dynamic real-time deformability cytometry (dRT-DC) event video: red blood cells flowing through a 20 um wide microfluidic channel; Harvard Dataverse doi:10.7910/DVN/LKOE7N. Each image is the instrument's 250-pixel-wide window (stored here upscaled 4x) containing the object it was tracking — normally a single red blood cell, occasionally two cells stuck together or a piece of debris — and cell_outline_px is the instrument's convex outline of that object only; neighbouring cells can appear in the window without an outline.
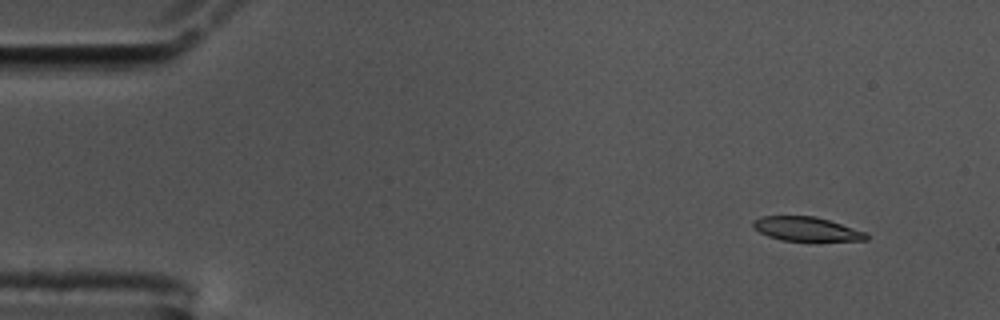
{"species": "common noctule bat (a hibernating species)", "species_latin": "Nyctalus noctula", "temperature_condition": "cold", "stored_images_in_passage": 45, "camera_frame_rate_fps": 3000, "um_per_image_px": 0.085, "animal": {"sex": "male", "body_mass_g": 17.5, "forearm_length_mm": 52.3}, "frame": {"image": 1, "passage_image": 4, "time_ms": 1.0, "image_size_px": [1000, 320], "cell_outline_px": [[868, 240], [780, 240], [768, 236], [752, 228], [752, 220], [760, 216], [816, 216], [864, 232], [868, 236]], "centroid_in_image_um": [68.45, 19.45], "position_along_channel_um": 16.6, "area_um2": 15.61}}
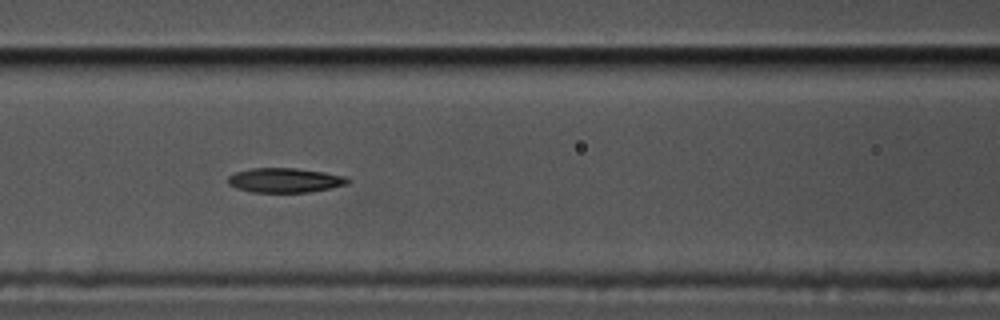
{"frame": {"image": 2, "passage_image": 23, "time_ms": 7.333, "image_size_px": [1000, 320], "cell_outline_px": [[352, 180], [348, 184], [332, 188], [308, 192], [252, 192], [236, 188], [228, 184], [228, 176], [236, 172], [252, 168], [296, 168], [324, 172], [344, 176]], "centroid_in_image_um": [24.23, 15.32], "position_along_channel_um": 142.4, "area_um2": 17.17}}
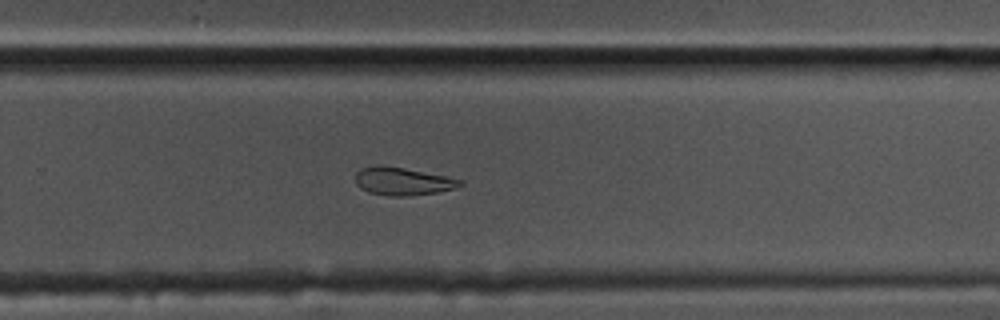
{"frame": {"image": 3, "passage_image": 36, "time_ms": 11.667, "image_size_px": [1000, 320], "cell_outline_px": [[464, 184], [456, 188], [436, 192], [404, 196], [388, 196], [368, 192], [360, 188], [356, 184], [356, 172], [360, 168], [404, 168], [448, 176], [464, 180]], "centroid_in_image_um": [34.3, 15.44], "position_along_channel_um": 295.5, "area_um2": 16.53}}